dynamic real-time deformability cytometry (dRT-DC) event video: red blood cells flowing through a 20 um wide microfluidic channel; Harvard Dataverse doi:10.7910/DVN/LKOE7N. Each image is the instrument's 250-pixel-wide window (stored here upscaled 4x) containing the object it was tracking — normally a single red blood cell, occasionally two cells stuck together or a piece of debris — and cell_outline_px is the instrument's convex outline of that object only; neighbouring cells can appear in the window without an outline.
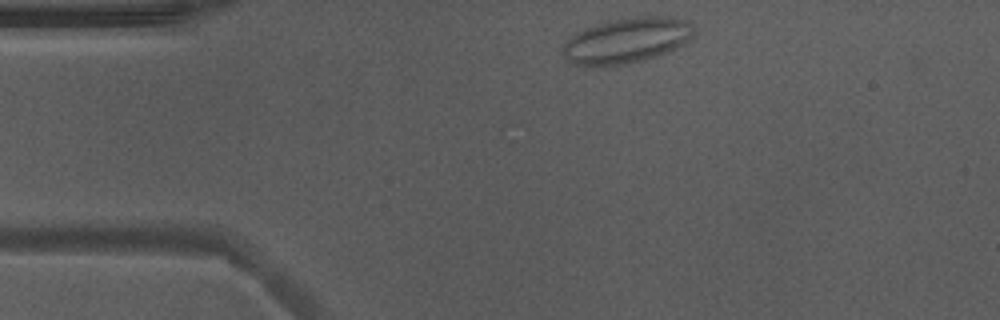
{"species": "Egyptian fruit bat (a non-hibernating species)", "species_latin": "Rousettus aegyptiacus", "temperature_condition": "warm", "stored_images_in_passage": 43, "camera_frame_rate_fps": 3000, "um_per_image_px": 0.085, "animal": {"sex": "male"}, "frame": {"image": 1, "passage_image": 1, "time_ms": 0.0, "image_size_px": [1000, 320], "cell_outline_px": [[696, 32], [684, 44], [668, 52], [644, 60], [628, 64], [588, 68], [572, 64], [560, 52], [560, 48], [564, 40], [576, 32], [584, 28], [604, 20], [632, 16], [668, 16], [688, 20], [692, 24]], "centroid_in_image_um": [53.2, 3.44], "position_along_channel_um": 31.8, "area_um2": 36.01}}
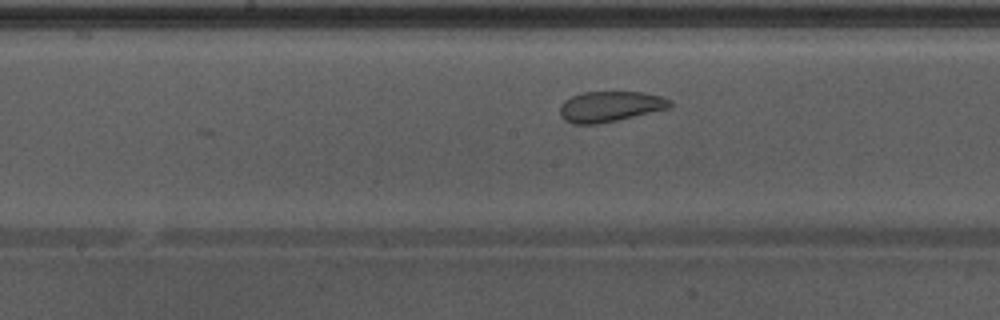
{"frame": {"image": 2, "passage_image": 17, "time_ms": 5.333, "image_size_px": [1000, 320], "cell_outline_px": [[672, 108], [616, 120], [596, 124], [572, 124], [564, 120], [560, 116], [560, 104], [564, 100], [572, 96], [584, 92], [644, 92], [664, 96], [672, 100]], "centroid_in_image_um": [51.89, 9.05], "position_along_channel_um": 196.3, "area_um2": 19.83}}
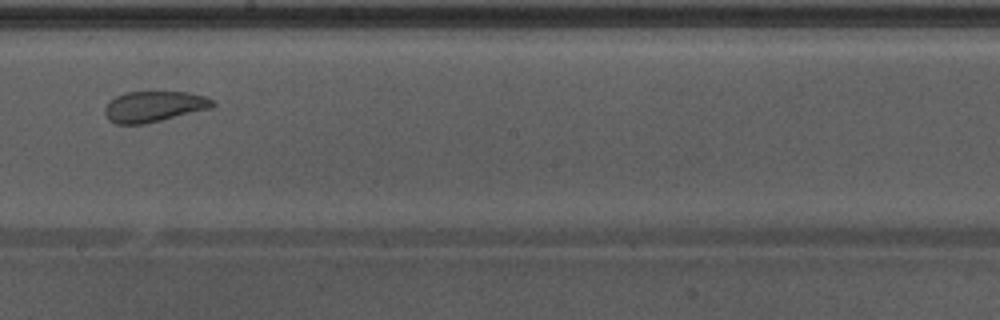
{"frame": {"image": 3, "passage_image": 20, "time_ms": 6.333, "image_size_px": [1000, 320], "cell_outline_px": [[216, 104], [212, 108], [144, 124], [116, 124], [108, 120], [104, 112], [104, 108], [116, 96], [124, 92], [188, 92], [204, 96], [212, 100]], "centroid_in_image_um": [13.08, 9.06], "position_along_channel_um": 235.1, "area_um2": 19.25}, "authors_computed_cell_mechanics": {"area_um2": 22.1952, "velocity_mm_per_s": 3.889, "shape_relaxation_time_tau1_ms": null, "shape_relaxation_time_tau2_ms": 1.2264, "deformation_change_tau1": null, "deformation_change_tau2": 0.0768}}